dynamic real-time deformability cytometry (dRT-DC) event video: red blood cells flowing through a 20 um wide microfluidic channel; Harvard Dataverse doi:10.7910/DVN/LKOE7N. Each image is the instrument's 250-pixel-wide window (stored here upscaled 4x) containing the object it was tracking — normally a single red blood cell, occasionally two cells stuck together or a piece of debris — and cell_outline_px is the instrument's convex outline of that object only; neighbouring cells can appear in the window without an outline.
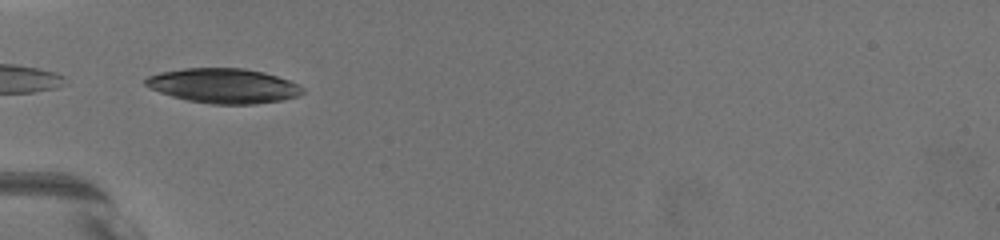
{"species": "common noctule bat (a hibernating species)", "species_latin": "Nyctalus noctula", "temperature_condition": "warm", "stored_images_in_passage": 34, "camera_frame_rate_fps": 3000, "um_per_image_px": 0.085, "animal": {"sex": "female", "body_mass_g": 19.5, "forearm_length_mm": 54.1}, "frame": {"image": 1, "passage_image": 1, "time_ms": 0.0, "image_size_px": [1000, 240], "cell_outline_px": [[304, 92], [296, 96], [280, 100], [252, 104], [212, 104], [188, 100], [172, 96], [148, 88], [144, 84], [144, 80], [148, 76], [160, 72], [184, 68], [244, 68], [264, 72], [288, 80], [304, 88]], "centroid_in_image_um": [18.96, 7.28], "position_along_channel_um": 66.0, "area_um2": 31.62}}
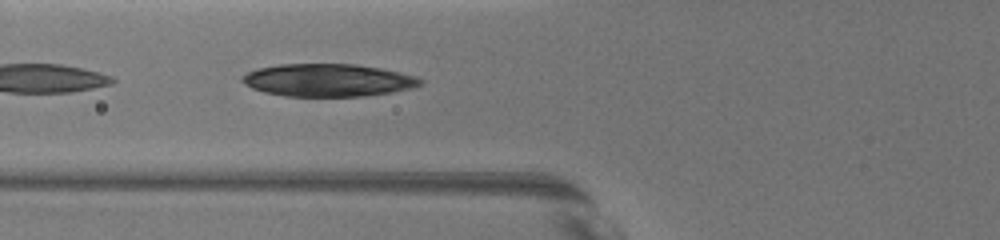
{"frame": {"image": 2, "passage_image": 5, "time_ms": 1.0, "image_size_px": [1000, 240], "cell_outline_px": [[424, 80], [420, 84], [412, 88], [392, 92], [364, 96], [284, 96], [264, 92], [252, 88], [244, 84], [240, 80], [240, 76], [248, 72], [260, 68], [280, 64], [356, 64], [380, 68], [400, 72], [416, 76]], "centroid_in_image_um": [27.87, 6.81], "position_along_channel_um": 97.9, "area_um2": 33.93}}
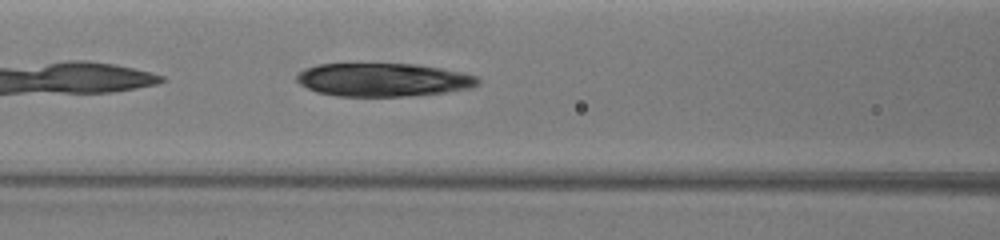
{"frame": {"image": 3, "passage_image": 9, "time_ms": 2.0, "image_size_px": [1000, 240], "cell_outline_px": [[480, 84], [472, 88], [444, 92], [404, 96], [336, 96], [316, 92], [300, 84], [296, 80], [296, 72], [304, 68], [316, 64], [416, 64], [440, 68], [460, 72], [476, 76], [480, 80]], "centroid_in_image_um": [32.53, 6.78], "position_along_channel_um": 134.1, "area_um2": 35.26}}